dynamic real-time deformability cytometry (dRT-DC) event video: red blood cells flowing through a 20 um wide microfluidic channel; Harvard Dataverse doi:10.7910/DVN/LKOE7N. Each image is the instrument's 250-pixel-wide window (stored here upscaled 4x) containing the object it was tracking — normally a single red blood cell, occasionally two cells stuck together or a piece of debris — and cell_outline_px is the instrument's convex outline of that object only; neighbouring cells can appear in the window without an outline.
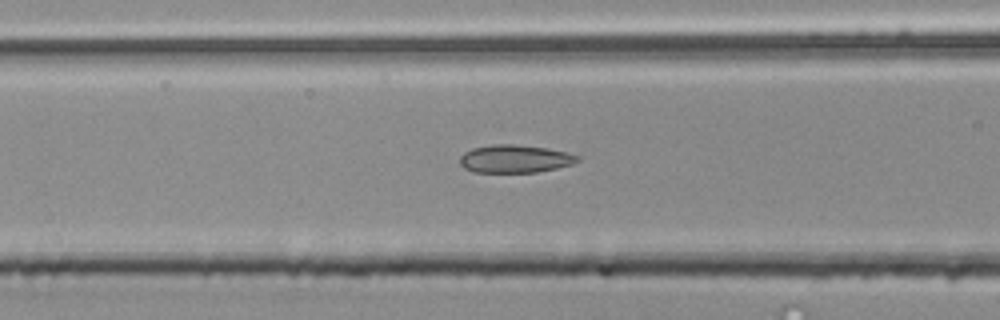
{"species": "common noctule bat (a hibernating species)", "species_latin": "Nyctalus noctula", "temperature_condition": "room temperature", "stored_images_in_passage": 40, "camera_frame_rate_fps": 3000, "um_per_image_px": 0.085, "animal": {"sex": "male", "body_mass_g": 20.4}, "frame": {"image": 1, "passage_image": 18, "time_ms": 5.667, "image_size_px": [1000, 320], "cell_outline_px": [[580, 160], [572, 164], [556, 168], [536, 172], [472, 172], [464, 168], [460, 164], [460, 156], [464, 152], [472, 148], [492, 144], [512, 144], [548, 148], [580, 156]], "centroid_in_image_um": [43.74, 13.5], "position_along_channel_um": 122.9, "area_um2": 19.13}}
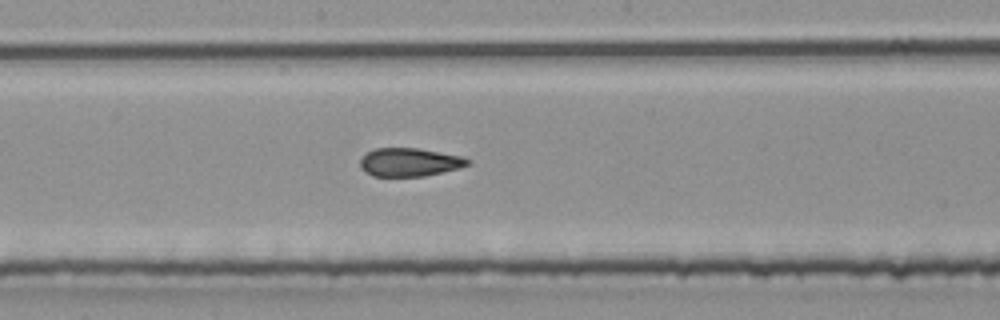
{"frame": {"image": 2, "passage_image": 25, "time_ms": 8.0, "image_size_px": [1000, 320], "cell_outline_px": [[472, 164], [460, 168], [424, 176], [372, 176], [364, 172], [360, 168], [360, 160], [364, 152], [376, 148], [420, 148], [460, 156], [472, 160]], "centroid_in_image_um": [34.79, 13.78], "position_along_channel_um": 213.4, "area_um2": 18.03}}
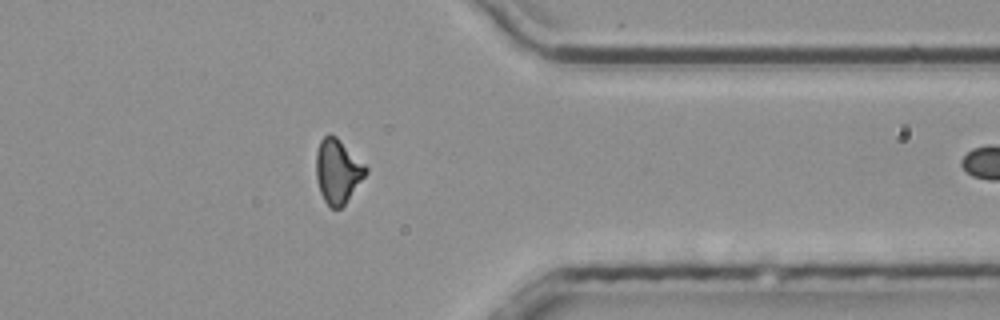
{"frame": {"image": 3, "passage_image": 39, "time_ms": 12.667, "image_size_px": [1000, 320], "cell_outline_px": [[368, 172], [344, 204], [340, 208], [332, 208], [324, 200], [320, 192], [316, 176], [316, 152], [320, 140], [328, 132], [336, 136], [368, 168]], "centroid_in_image_um": [28.69, 14.52], "position_along_channel_um": 382.7, "area_um2": 18.38}}